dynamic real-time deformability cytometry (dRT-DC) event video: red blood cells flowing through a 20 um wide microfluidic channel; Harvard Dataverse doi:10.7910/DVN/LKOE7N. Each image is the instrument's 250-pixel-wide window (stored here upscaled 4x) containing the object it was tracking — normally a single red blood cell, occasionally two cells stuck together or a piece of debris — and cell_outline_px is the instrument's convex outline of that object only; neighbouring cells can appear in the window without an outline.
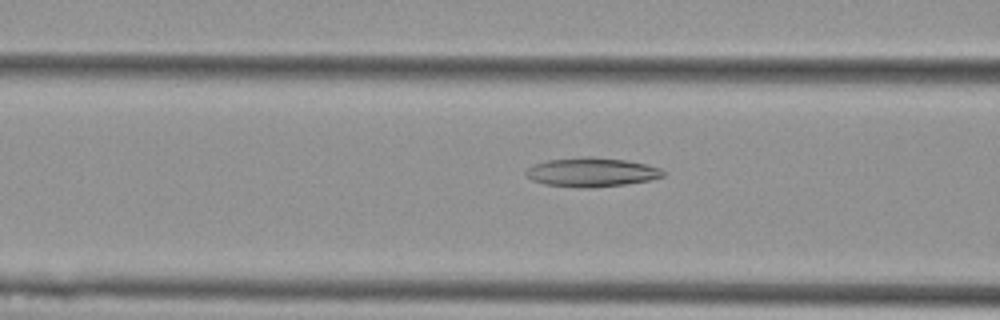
{"species": "Egyptian fruit bat (a non-hibernating species)", "species_latin": "Rousettus aegyptiacus", "temperature_condition": "cold", "stored_images_in_passage": 43, "camera_frame_rate_fps": 3000, "um_per_image_px": 0.085, "animal": {"sex": "female"}, "frame": {"image": 1, "passage_image": 10, "time_ms": 3.0, "image_size_px": [1000, 320], "cell_outline_px": [[664, 176], [648, 180], [624, 184], [592, 188], [580, 188], [544, 184], [532, 180], [524, 172], [532, 164], [548, 160], [584, 156], [592, 156], [628, 160], [660, 168], [664, 172]], "centroid_in_image_um": [50.25, 14.63], "position_along_channel_um": 116.3, "area_um2": 23.29}}
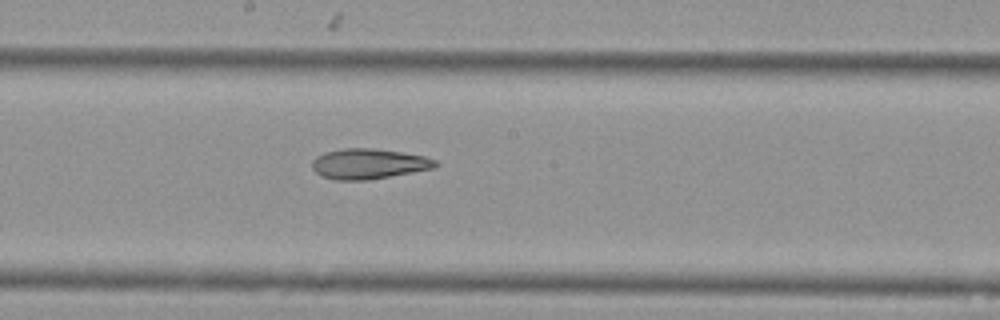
{"frame": {"image": 2, "passage_image": 18, "time_ms": 5.667, "image_size_px": [1000, 320], "cell_outline_px": [[440, 164], [436, 168], [368, 180], [336, 180], [324, 176], [316, 172], [312, 168], [312, 160], [316, 156], [324, 152], [344, 148], [372, 148], [400, 152], [424, 156], [436, 160]], "centroid_in_image_um": [31.35, 13.92], "position_along_channel_um": 216.8, "area_um2": 21.79}}
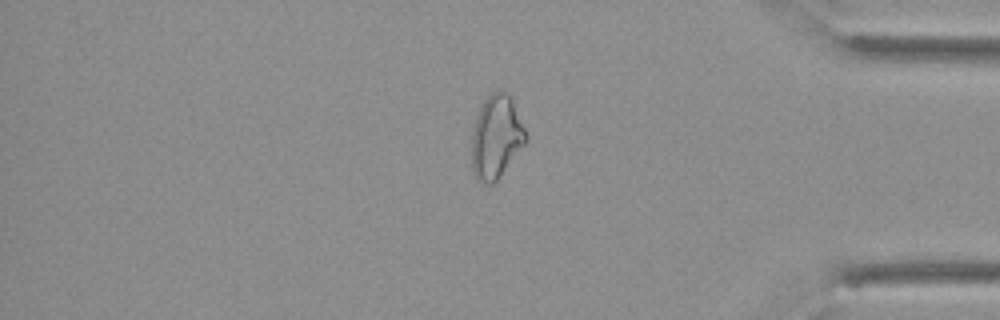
{"frame": {"image": 3, "passage_image": 34, "time_ms": 11.0, "image_size_px": [1000, 320], "cell_outline_px": [[528, 140], [500, 176], [492, 184], [484, 184], [476, 176], [472, 168], [472, 132], [476, 116], [480, 104], [492, 92], [504, 88], [512, 96], [528, 136]], "centroid_in_image_um": [42.2, 11.57], "position_along_channel_um": 393.0, "area_um2": 26.59}, "authors_computed_cell_mechanics": {"area_um2": 23.5246, "velocity_mm_per_s": 3.7735, "shape_relaxation_time_tau1_ms": null, "shape_relaxation_time_tau2_ms": 6.0401, "deformation_change_tau1": null, "deformation_change_tau2": 0.1611}}